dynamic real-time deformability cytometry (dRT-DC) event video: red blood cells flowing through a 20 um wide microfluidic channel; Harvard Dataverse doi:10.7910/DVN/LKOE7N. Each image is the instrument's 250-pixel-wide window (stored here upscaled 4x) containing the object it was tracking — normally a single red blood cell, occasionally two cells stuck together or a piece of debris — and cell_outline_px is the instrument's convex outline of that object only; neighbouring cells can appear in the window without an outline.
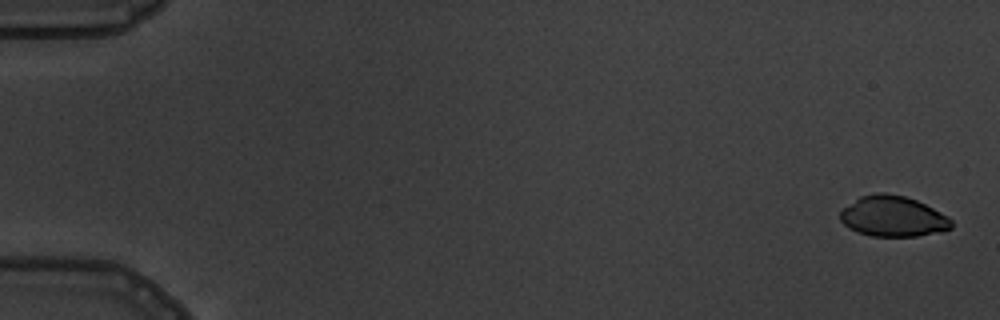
{"species": "common noctule bat (a hibernating species)", "species_latin": "Nyctalus noctula", "temperature_condition": "warm", "stored_images_in_passage": 5, "camera_frame_rate_fps": 3000, "um_per_image_px": 0.085, "animal": {"sex": "male", "body_mass_g": 19.5, "forearm_length_mm": 54.6}, "frame": {"image": 1, "passage_image": 1, "time_ms": 0.0, "image_size_px": [1000, 320], "cell_outline_px": [[952, 228], [944, 232], [916, 236], [872, 236], [848, 228], [840, 220], [840, 212], [844, 208], [860, 196], [876, 192], [884, 192], [904, 196], [916, 200], [948, 216], [952, 220]], "centroid_in_image_um": [75.92, 18.39], "position_along_channel_um": 9.1, "area_um2": 26.3}}